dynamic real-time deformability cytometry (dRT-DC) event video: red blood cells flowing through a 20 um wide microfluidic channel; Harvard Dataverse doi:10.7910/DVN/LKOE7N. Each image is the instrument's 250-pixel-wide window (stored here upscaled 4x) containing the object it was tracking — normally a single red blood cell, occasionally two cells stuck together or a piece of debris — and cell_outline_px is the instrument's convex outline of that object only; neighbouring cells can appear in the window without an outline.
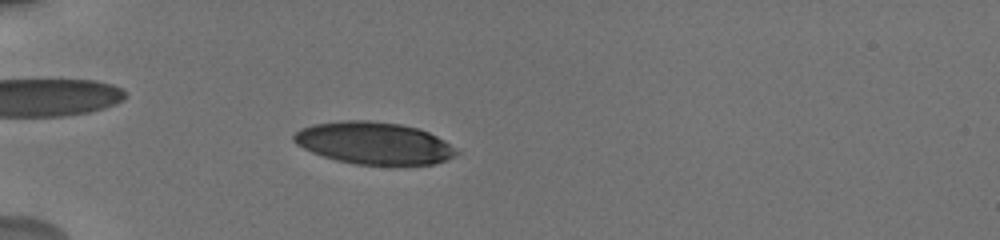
{"species": "human", "species_latin": "Homo sapiens", "temperature_condition": "cold", "stored_images_in_passage": 39, "camera_frame_rate_fps": 3000, "um_per_image_px": 0.085, "donor": {"sex": "male"}, "frame": {"image": 1, "passage_image": 24, "time_ms": 6.0, "image_size_px": [1000, 240], "cell_outline_px": [[460, 152], [448, 160], [432, 164], [356, 164], [336, 160], [312, 152], [296, 144], [292, 140], [292, 136], [300, 128], [312, 124], [340, 120], [368, 120], [400, 124], [416, 128], [428, 132], [444, 140]], "centroid_in_image_um": [31.75, 12.15], "position_along_channel_um": 53.2, "area_um2": 39.82}}
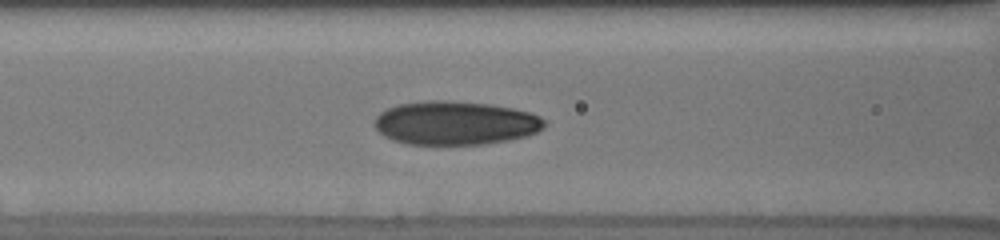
{"frame": {"image": 2, "passage_image": 32, "time_ms": 8.667, "image_size_px": [1000, 240], "cell_outline_px": [[548, 124], [544, 128], [528, 136], [508, 140], [484, 144], [408, 144], [392, 140], [384, 136], [376, 128], [376, 116], [380, 112], [388, 108], [400, 104], [428, 100], [448, 100], [488, 104], [512, 108], [528, 112], [540, 116]], "centroid_in_image_um": [38.73, 10.45], "position_along_channel_um": 127.9, "area_um2": 43.23}}
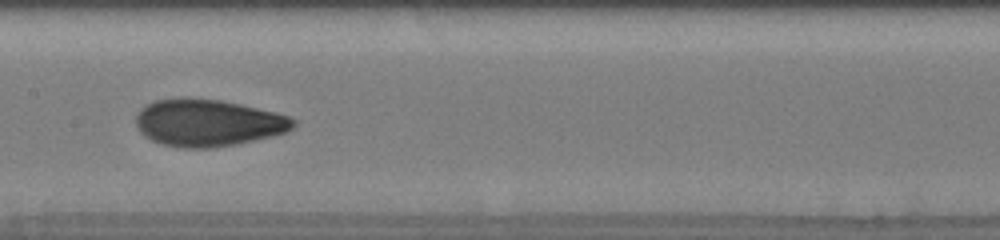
{"frame": {"image": 3, "passage_image": 38, "time_ms": 10.333, "image_size_px": [1000, 240], "cell_outline_px": [[296, 124], [288, 132], [272, 136], [236, 144], [212, 148], [180, 148], [160, 144], [144, 136], [140, 132], [136, 124], [136, 112], [140, 108], [156, 100], [180, 96], [184, 96], [220, 100], [240, 104], [276, 112], [288, 116], [296, 120]], "centroid_in_image_um": [17.65, 10.43], "position_along_channel_um": 189.7, "area_um2": 43.7}}